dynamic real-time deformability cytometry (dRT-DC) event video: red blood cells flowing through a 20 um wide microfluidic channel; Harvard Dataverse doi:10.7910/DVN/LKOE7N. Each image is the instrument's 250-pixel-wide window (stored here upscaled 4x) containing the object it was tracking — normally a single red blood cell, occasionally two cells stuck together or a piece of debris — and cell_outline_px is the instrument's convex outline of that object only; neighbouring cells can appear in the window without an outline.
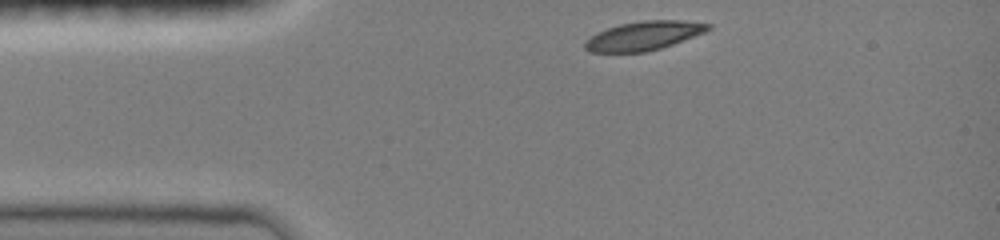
{"species": "common noctule bat (a hibernating species)", "species_latin": "Nyctalus noctula", "temperature_condition": "room temperature", "stored_images_in_passage": 10, "camera_frame_rate_fps": 3000, "um_per_image_px": 0.085, "animal": {"sex": "female", "body_mass_g": 19.0, "forearm_length_mm": 51.5}, "frame": {"image": 1, "passage_image": 1, "time_ms": 0.0, "image_size_px": [1000, 240], "cell_outline_px": [[712, 28], [704, 32], [672, 44], [660, 48], [644, 52], [588, 52], [584, 48], [584, 44], [592, 36], [608, 28], [620, 24], [644, 20], [684, 20], [712, 24]], "centroid_in_image_um": [54.75, 3.03], "position_along_channel_um": 30.3, "area_um2": 20.46}}
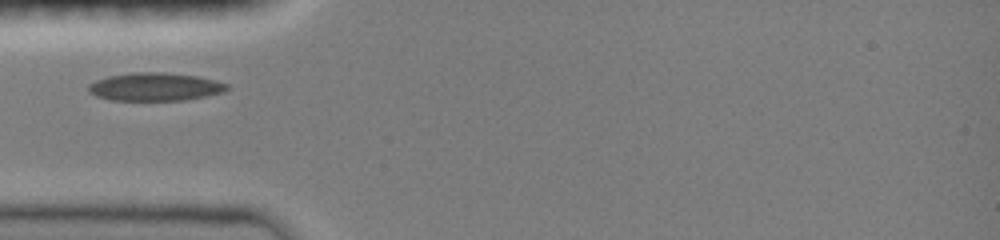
{"frame": {"image": 2, "passage_image": 6, "time_ms": 2.0, "image_size_px": [1000, 240], "cell_outline_px": [[232, 88], [224, 92], [184, 100], [112, 100], [96, 96], [88, 92], [88, 84], [96, 80], [108, 76], [132, 72], [160, 72], [196, 76], [216, 80], [228, 84]], "centroid_in_image_um": [13.18, 7.37], "position_along_channel_um": 71.8, "area_um2": 22.72}}
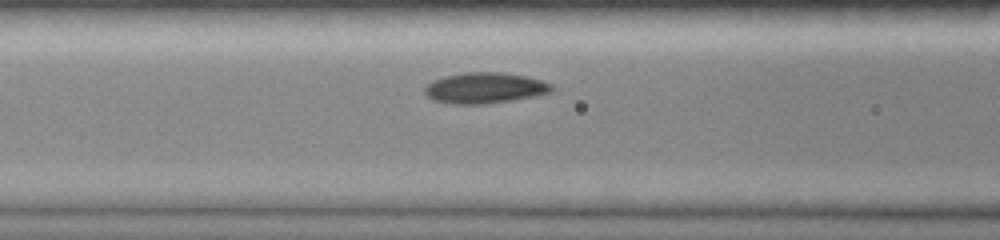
{"frame": {"image": 3, "passage_image": 9, "time_ms": 3.333, "image_size_px": [1000, 240], "cell_outline_px": [[552, 92], [536, 96], [488, 104], [452, 104], [432, 100], [424, 92], [424, 88], [432, 80], [444, 76], [468, 72], [500, 72], [528, 76], [552, 84]], "centroid_in_image_um": [41.21, 7.48], "position_along_channel_um": 125.4, "area_um2": 22.95}}